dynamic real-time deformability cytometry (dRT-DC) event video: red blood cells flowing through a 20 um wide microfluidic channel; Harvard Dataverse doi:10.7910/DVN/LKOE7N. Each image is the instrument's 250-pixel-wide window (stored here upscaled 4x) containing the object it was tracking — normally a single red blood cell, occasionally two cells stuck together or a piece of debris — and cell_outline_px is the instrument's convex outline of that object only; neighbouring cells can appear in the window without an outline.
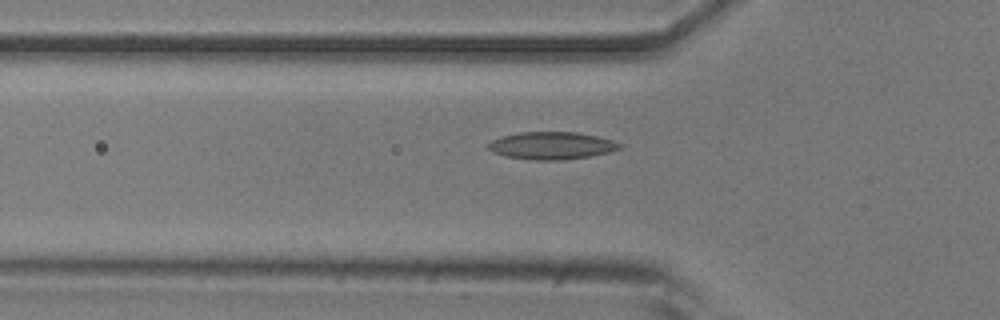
{"species": "common noctule bat (a hibernating species)", "species_latin": "Nyctalus noctula", "temperature_condition": "room temperature", "stored_images_in_passage": 40, "camera_frame_rate_fps": 3000, "um_per_image_px": 0.085, "animal": {"sex": "male", "body_mass_g": 20.5, "forearm_length_mm": 52.5}, "frame": {"image": 1, "passage_image": 9, "time_ms": 2.667, "image_size_px": [1000, 320], "cell_outline_px": [[620, 148], [608, 152], [588, 156], [560, 160], [532, 160], [504, 156], [492, 152], [484, 144], [500, 136], [520, 132], [576, 132], [596, 136], [612, 140], [620, 144]], "centroid_in_image_um": [46.79, 12.37], "position_along_channel_um": 79.0, "area_um2": 20.98}}
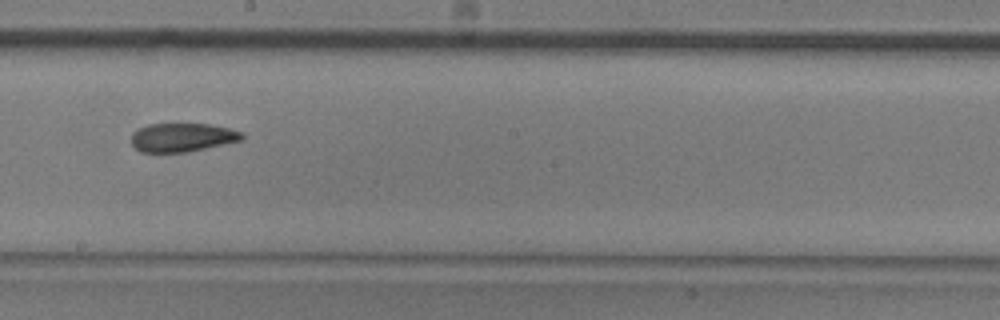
{"frame": {"image": 2, "passage_image": 21, "time_ms": 6.667, "image_size_px": [1000, 320], "cell_outline_px": [[244, 140], [188, 152], [140, 152], [132, 144], [132, 132], [148, 124], [208, 124], [228, 128], [244, 132]], "centroid_in_image_um": [15.53, 11.68], "position_along_channel_um": 232.7, "area_um2": 18.55}}
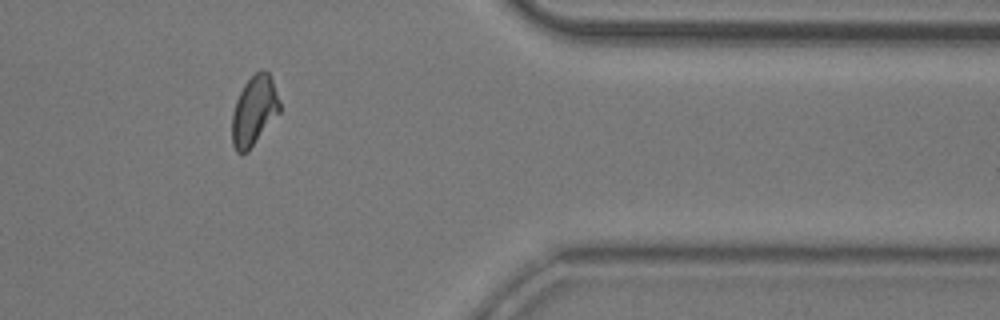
{"frame": {"image": 3, "passage_image": 35, "time_ms": 11.333, "image_size_px": [1000, 320], "cell_outline_px": [[280, 112], [248, 152], [236, 152], [232, 144], [232, 112], [236, 100], [244, 84], [260, 68], [268, 72], [272, 80], [280, 104]], "centroid_in_image_um": [21.59, 9.42], "position_along_channel_um": 389.8, "area_um2": 19.25}}